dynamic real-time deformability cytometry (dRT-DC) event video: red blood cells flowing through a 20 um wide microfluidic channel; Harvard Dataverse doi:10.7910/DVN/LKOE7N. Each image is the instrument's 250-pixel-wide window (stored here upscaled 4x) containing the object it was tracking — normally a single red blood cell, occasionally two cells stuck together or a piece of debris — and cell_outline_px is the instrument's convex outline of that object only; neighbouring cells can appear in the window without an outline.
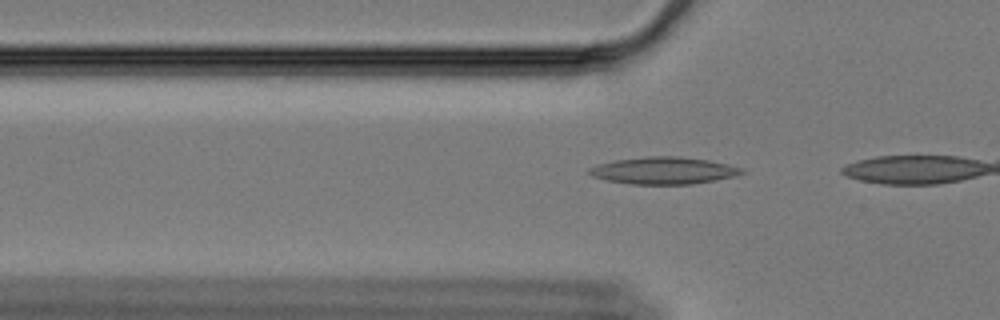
{"species": "Egyptian fruit bat (a non-hibernating species)", "species_latin": "Rousettus aegyptiacus", "temperature_condition": "cold", "stored_images_in_passage": 5, "camera_frame_rate_fps": 3000, "um_per_image_px": 0.085, "animal": {"sex": "female"}, "frame": {"image": 1, "passage_image": 3, "time_ms": 0.667, "image_size_px": [1000, 320], "cell_outline_px": [[744, 172], [732, 176], [692, 184], [632, 184], [608, 180], [592, 176], [588, 172], [588, 168], [600, 164], [616, 160], [648, 156], [676, 156], [708, 160], [740, 168]], "centroid_in_image_um": [56.34, 14.49], "position_along_channel_um": 69.5, "area_um2": 23.47}}